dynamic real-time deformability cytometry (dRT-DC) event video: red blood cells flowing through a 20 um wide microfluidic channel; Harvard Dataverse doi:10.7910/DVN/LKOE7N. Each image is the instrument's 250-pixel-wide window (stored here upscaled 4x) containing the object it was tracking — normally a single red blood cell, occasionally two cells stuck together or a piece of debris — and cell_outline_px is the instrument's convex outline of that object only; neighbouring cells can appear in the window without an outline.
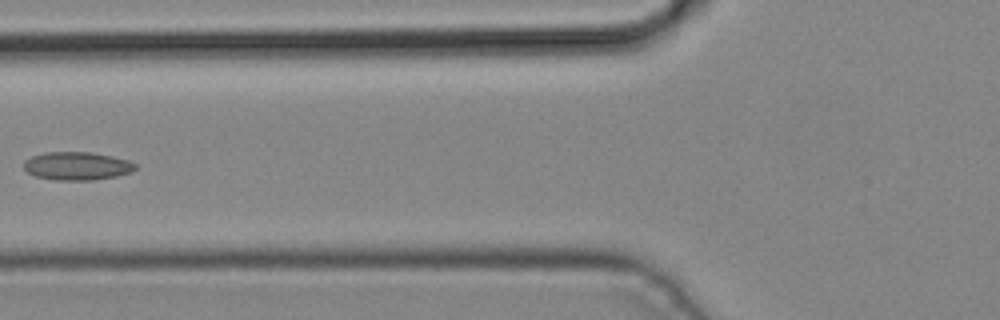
{"species": "common noctule bat (a hibernating species)", "species_latin": "Nyctalus noctula", "temperature_condition": "cold", "stored_images_in_passage": 4, "camera_frame_rate_fps": 3000, "um_per_image_px": 0.085, "animal": {"sex": "male", "body_mass_g": 19.2, "forearm_length_mm": 51.8}, "frame": {"image": 1, "passage_image": 4, "time_ms": 1.0, "image_size_px": [1000, 320], "cell_outline_px": [[136, 168], [132, 172], [116, 176], [96, 180], [56, 180], [36, 176], [28, 172], [24, 168], [24, 164], [32, 156], [44, 152], [92, 152], [112, 156], [128, 160], [136, 164]], "centroid_in_image_um": [6.59, 14.11], "position_along_channel_um": 119.2, "area_um2": 18.26}}